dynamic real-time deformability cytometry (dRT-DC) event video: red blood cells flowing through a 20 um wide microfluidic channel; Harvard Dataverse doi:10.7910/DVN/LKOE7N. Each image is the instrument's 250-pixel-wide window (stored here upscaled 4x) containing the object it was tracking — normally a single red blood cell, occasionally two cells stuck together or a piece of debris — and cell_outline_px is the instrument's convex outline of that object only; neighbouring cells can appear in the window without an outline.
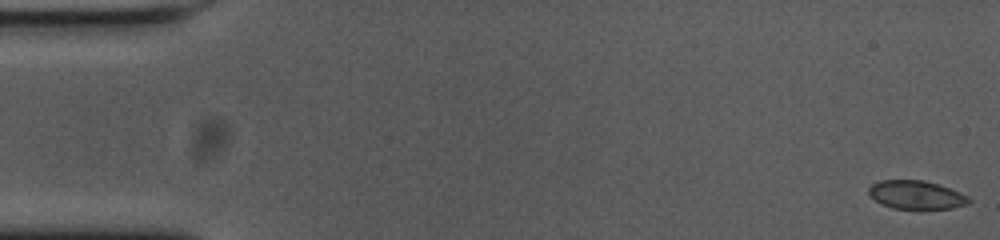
{"species": "common noctule bat (a hibernating species)", "species_latin": "Nyctalus noctula", "temperature_condition": "cold", "stored_images_in_passage": 37, "camera_frame_rate_fps": 3000, "um_per_image_px": 0.085, "animal": {"sex": "female", "body_mass_g": 23.0, "forearm_length_mm": 53.4}, "frame": {"image": 1, "passage_image": 1, "time_ms": 0.0, "image_size_px": [1000, 240], "cell_outline_px": [[972, 200], [968, 204], [952, 208], [920, 212], [892, 208], [880, 204], [868, 192], [868, 188], [872, 184], [880, 180], [924, 180], [960, 192], [968, 196]], "centroid_in_image_um": [77.9, 16.62], "position_along_channel_um": 7.1, "area_um2": 17.28}}
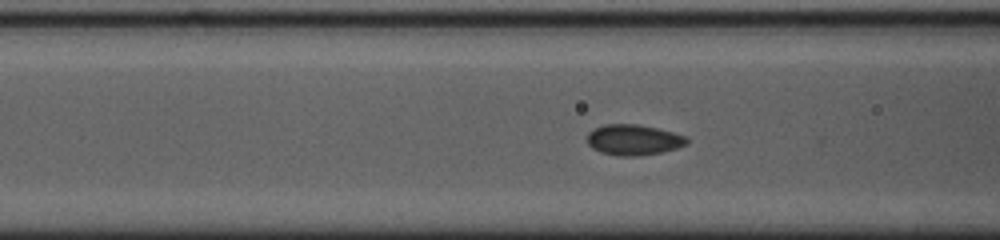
{"frame": {"image": 2, "passage_image": 21, "time_ms": 6.667, "image_size_px": [1000, 240], "cell_outline_px": [[688, 144], [676, 148], [660, 152], [636, 156], [616, 156], [600, 152], [592, 148], [588, 144], [588, 132], [604, 124], [636, 124], [656, 128], [688, 136]], "centroid_in_image_um": [53.85, 11.89], "position_along_channel_um": 112.7, "area_um2": 17.74}}
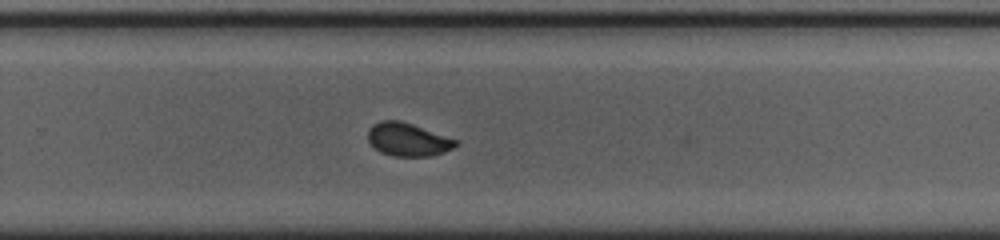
{"frame": {"image": 3, "passage_image": 36, "time_ms": 11.667, "image_size_px": [1000, 240], "cell_outline_px": [[460, 144], [444, 152], [432, 156], [396, 156], [380, 152], [368, 140], [368, 128], [372, 124], [380, 120], [400, 120], [412, 124], [456, 140]], "centroid_in_image_um": [34.64, 11.85], "position_along_channel_um": 295.2, "area_um2": 16.82}}